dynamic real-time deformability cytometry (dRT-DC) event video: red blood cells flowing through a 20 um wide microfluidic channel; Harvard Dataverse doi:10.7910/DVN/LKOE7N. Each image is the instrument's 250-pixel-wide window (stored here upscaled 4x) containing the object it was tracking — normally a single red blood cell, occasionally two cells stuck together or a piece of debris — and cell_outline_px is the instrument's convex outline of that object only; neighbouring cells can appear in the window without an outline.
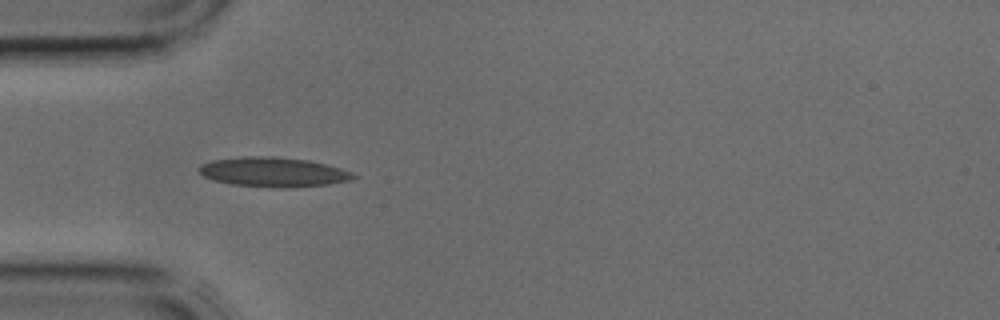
{"species": "common noctule bat (a hibernating species)", "species_latin": "Nyctalus noctula", "temperature_condition": "cold", "stored_images_in_passage": 2, "camera_frame_rate_fps": 3000, "um_per_image_px": 0.085, "animal": {"sex": "male", "body_mass_g": 17.9, "forearm_length_mm": 54.2}, "frame": {"image": 1, "passage_image": 1, "time_ms": 0.0, "image_size_px": [1000, 320], "cell_outline_px": [[360, 176], [352, 180], [328, 184], [292, 188], [276, 188], [232, 184], [216, 180], [204, 176], [200, 172], [200, 164], [212, 160], [240, 156], [276, 156], [308, 160], [340, 168], [352, 172]], "centroid_in_image_um": [23.28, 14.62], "position_along_channel_um": 61.7, "area_um2": 26.76}}